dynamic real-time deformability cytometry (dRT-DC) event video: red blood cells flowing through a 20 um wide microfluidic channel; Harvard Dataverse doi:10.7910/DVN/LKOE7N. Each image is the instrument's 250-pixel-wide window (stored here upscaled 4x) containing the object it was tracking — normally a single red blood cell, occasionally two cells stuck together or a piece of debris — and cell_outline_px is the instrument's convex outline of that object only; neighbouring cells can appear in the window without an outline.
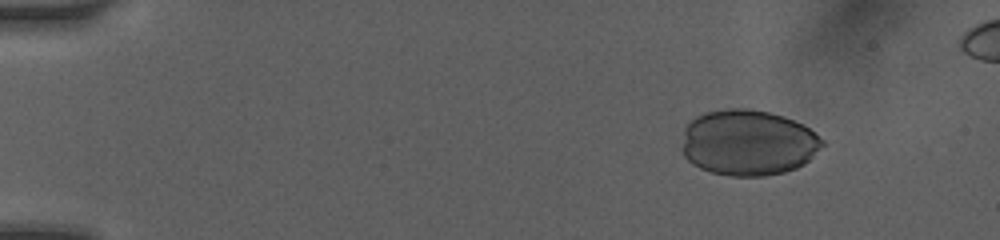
{"species": "human", "species_latin": "Homo sapiens", "temperature_condition": "room temperature", "stored_images_in_passage": 48, "camera_frame_rate_fps": 3000, "um_per_image_px": 0.085, "donor": {"sex": "female"}, "frame": {"image": 1, "passage_image": 15, "time_ms": 2.0, "image_size_px": [1000, 240], "cell_outline_px": [[824, 144], [804, 164], [796, 168], [784, 172], [764, 176], [728, 176], [712, 172], [700, 168], [692, 164], [684, 156], [680, 148], [684, 128], [696, 116], [704, 112], [728, 108], [752, 108], [784, 116], [804, 124], [824, 140]], "centroid_in_image_um": [63.56, 12.12], "position_along_channel_um": 21.4, "area_um2": 54.33}}